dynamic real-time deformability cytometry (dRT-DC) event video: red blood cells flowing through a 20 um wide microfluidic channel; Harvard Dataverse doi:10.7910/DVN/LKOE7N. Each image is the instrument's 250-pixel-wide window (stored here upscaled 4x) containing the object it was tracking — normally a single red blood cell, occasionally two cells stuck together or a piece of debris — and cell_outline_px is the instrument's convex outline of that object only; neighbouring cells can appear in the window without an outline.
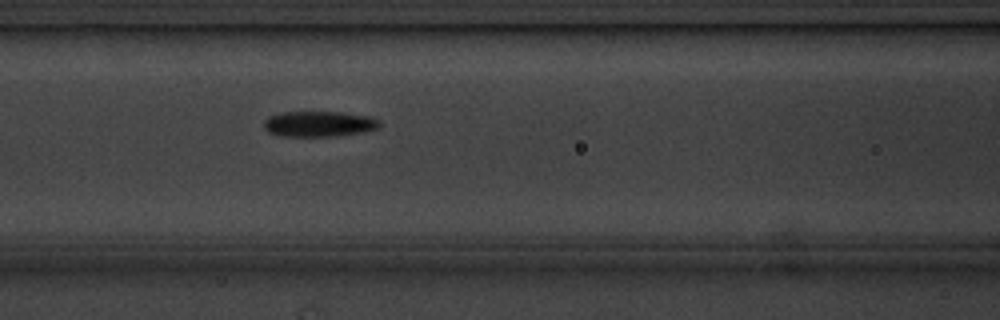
{"species": "common noctule bat (a hibernating species)", "species_latin": "Nyctalus noctula", "temperature_condition": "cold", "stored_images_in_passage": 7, "camera_frame_rate_fps": 3000, "um_per_image_px": 0.085, "animal": {"sex": "male", "body_mass_g": 20.1, "forearm_length_mm": 53.5}, "frame": {"image": 1, "passage_image": 7, "time_ms": 7.0, "image_size_px": [1000, 320], "cell_outline_px": [[380, 124], [376, 128], [364, 132], [336, 136], [284, 136], [268, 132], [264, 128], [264, 120], [268, 116], [284, 112], [344, 112], [368, 116], [380, 120]], "centroid_in_image_um": [27.11, 10.53], "position_along_channel_um": 139.5, "area_um2": 17.22}}